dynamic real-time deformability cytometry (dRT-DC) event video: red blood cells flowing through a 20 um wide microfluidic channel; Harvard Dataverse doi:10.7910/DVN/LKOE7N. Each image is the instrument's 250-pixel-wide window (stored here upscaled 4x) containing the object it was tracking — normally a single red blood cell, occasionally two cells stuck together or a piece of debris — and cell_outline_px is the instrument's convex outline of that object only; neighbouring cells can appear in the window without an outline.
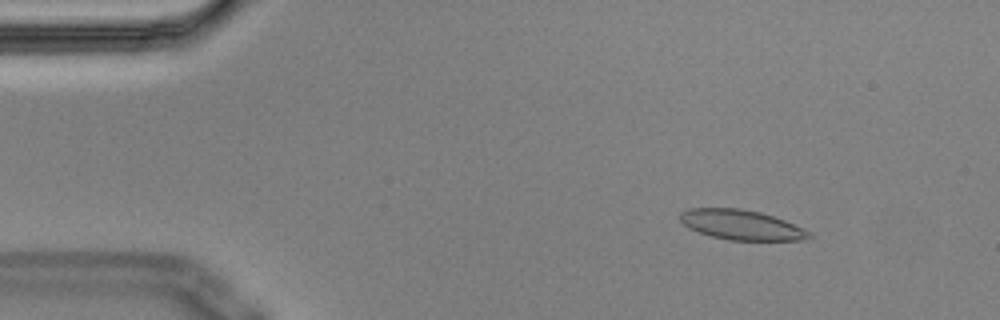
{"species": "Egyptian fruit bat (a non-hibernating species)", "species_latin": "Rousettus aegyptiacus", "temperature_condition": "cold", "stored_images_in_passage": 5, "camera_frame_rate_fps": 3000, "um_per_image_px": 0.085, "animal": {"sex": "male"}, "frame": {"image": 1, "passage_image": 1, "time_ms": 0.0, "image_size_px": [1000, 320], "cell_outline_px": [[812, 236], [800, 240], [728, 240], [712, 236], [688, 228], [680, 220], [680, 212], [688, 208], [740, 208], [760, 212], [784, 220], [808, 232]], "centroid_in_image_um": [62.94, 19.1], "position_along_channel_um": 22.1, "area_um2": 22.14}}